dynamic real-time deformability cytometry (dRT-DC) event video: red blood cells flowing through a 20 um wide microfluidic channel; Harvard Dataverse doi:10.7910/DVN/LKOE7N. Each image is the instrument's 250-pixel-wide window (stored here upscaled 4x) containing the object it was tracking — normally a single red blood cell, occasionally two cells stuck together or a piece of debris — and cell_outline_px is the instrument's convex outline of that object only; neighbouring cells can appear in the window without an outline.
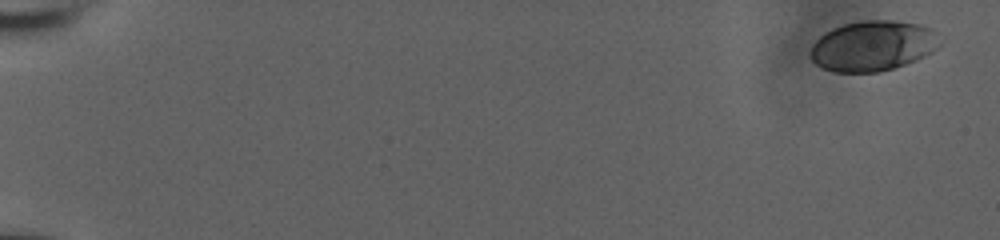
{"species": "human", "species_latin": "Homo sapiens", "temperature_condition": "room temperature", "stored_images_in_passage": 37, "camera_frame_rate_fps": 3000, "um_per_image_px": 0.085, "donor": {"sex": "male"}, "frame": {"image": 1, "passage_image": 1, "time_ms": 0.0, "image_size_px": [1000, 240], "cell_outline_px": [[944, 44], [932, 52], [916, 60], [880, 72], [836, 72], [824, 68], [816, 64], [812, 60], [812, 44], [820, 36], [832, 28], [844, 24], [864, 20], [892, 20], [924, 24], [932, 28], [944, 36]], "centroid_in_image_um": [74.31, 3.87], "position_along_channel_um": 10.7, "area_um2": 38.44}}
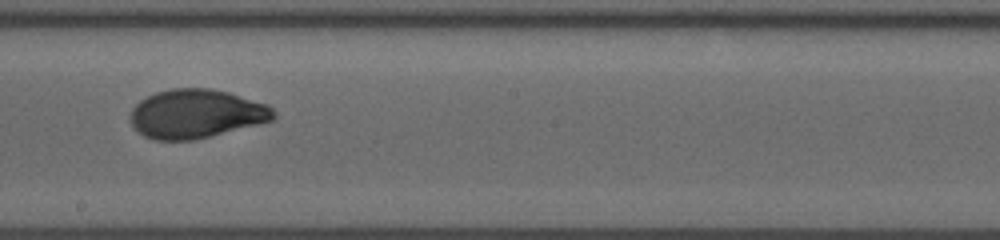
{"frame": {"image": 2, "passage_image": 19, "time_ms": 6.0, "image_size_px": [1000, 240], "cell_outline_px": [[276, 116], [272, 120], [192, 140], [156, 140], [144, 136], [132, 124], [128, 116], [132, 108], [140, 100], [156, 92], [172, 88], [212, 88], [228, 92], [268, 104], [276, 112]], "centroid_in_image_um": [16.65, 9.65], "position_along_channel_um": 231.5, "area_um2": 40.52}}
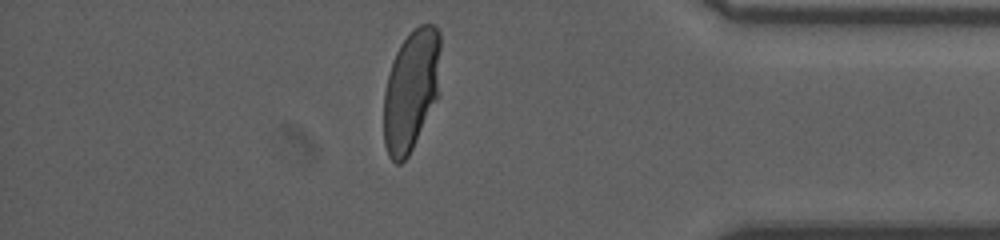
{"frame": {"image": 3, "passage_image": 32, "time_ms": 10.333, "image_size_px": [1000, 240], "cell_outline_px": [[440, 48], [436, 100], [408, 156], [400, 164], [396, 164], [388, 156], [384, 144], [384, 92], [388, 76], [396, 52], [400, 44], [420, 24], [432, 24], [440, 32]], "centroid_in_image_um": [34.92, 7.69], "position_along_channel_um": 400.3, "area_um2": 39.48}, "authors_computed_cell_mechanics": {"area_um2": 40.46, "velocity_mm_per_s": 3.889, "shape_relaxation_time_tau1_ms": 4.7783, "shape_relaxation_time_tau2_ms": null, "deformation_change_tau1": 0.2014, "deformation_change_tau2": null}}